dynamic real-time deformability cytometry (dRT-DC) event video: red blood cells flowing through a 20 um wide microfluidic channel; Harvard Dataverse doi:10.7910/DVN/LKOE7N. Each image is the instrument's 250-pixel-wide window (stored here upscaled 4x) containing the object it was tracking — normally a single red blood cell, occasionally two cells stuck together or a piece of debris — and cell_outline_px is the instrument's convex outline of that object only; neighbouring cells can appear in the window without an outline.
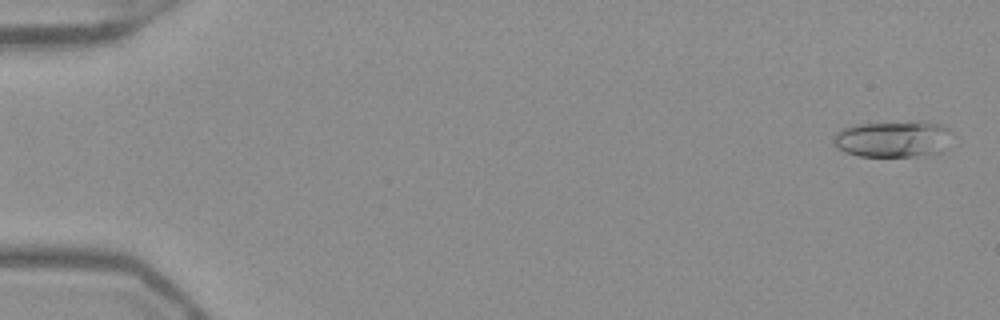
{"species": "Egyptian fruit bat (a non-hibernating species)", "species_latin": "Rousettus aegyptiacus", "temperature_condition": "warm", "stored_images_in_passage": 52, "camera_frame_rate_fps": 3000, "um_per_image_px": 0.085, "frame": {"image": 1, "passage_image": 2, "time_ms": 0.333, "image_size_px": [1000, 320], "cell_outline_px": [[952, 132], [944, 152], [916, 156], [856, 156], [844, 152], [832, 140], [832, 136], [836, 132], [852, 124], [912, 120], [916, 120], [936, 124], [948, 128]], "centroid_in_image_um": [75.9, 11.79], "position_along_channel_um": 9.1, "area_um2": 25.66}}
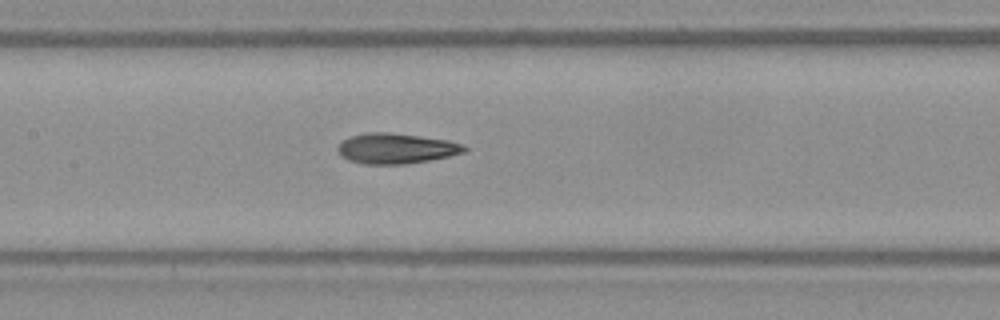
{"frame": {"image": 2, "passage_image": 26, "time_ms": 8.333, "image_size_px": [1000, 320], "cell_outline_px": [[468, 148], [464, 152], [448, 156], [408, 164], [364, 164], [348, 160], [340, 156], [336, 148], [344, 140], [352, 136], [368, 132], [388, 132], [420, 136], [448, 140], [464, 144]], "centroid_in_image_um": [33.66, 12.62], "position_along_channel_um": 173.7, "area_um2": 22.37}}
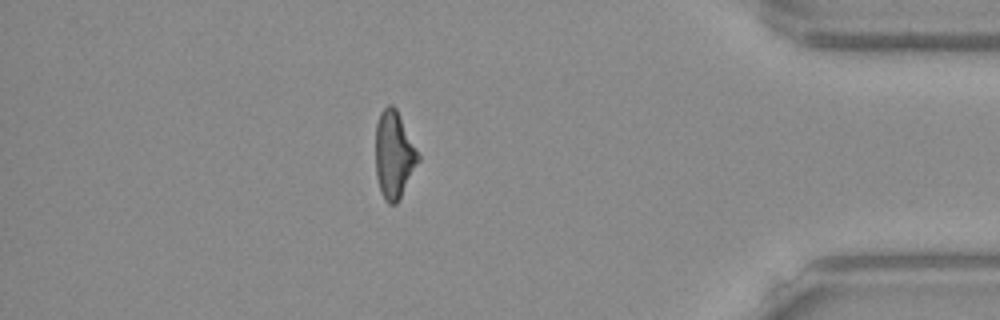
{"frame": {"image": 3, "passage_image": 46, "time_ms": 15.0, "image_size_px": [1000, 320], "cell_outline_px": [[420, 160], [396, 204], [388, 204], [384, 200], [380, 192], [376, 176], [376, 124], [380, 112], [388, 104], [392, 104], [396, 108], [420, 156]], "centroid_in_image_um": [33.47, 13.16], "position_along_channel_um": 401.7, "area_um2": 21.56}, "authors_computed_cell_mechanics": {"area_um2": 22.0796, "velocity_mm_per_s": 3.9573, "shape_relaxation_time_tau1_ms": 4.7042, "shape_relaxation_time_tau2_ms": 2.6379, "deformation_change_tau1": 0.1861, "deformation_change_tau2": 0.1222}}